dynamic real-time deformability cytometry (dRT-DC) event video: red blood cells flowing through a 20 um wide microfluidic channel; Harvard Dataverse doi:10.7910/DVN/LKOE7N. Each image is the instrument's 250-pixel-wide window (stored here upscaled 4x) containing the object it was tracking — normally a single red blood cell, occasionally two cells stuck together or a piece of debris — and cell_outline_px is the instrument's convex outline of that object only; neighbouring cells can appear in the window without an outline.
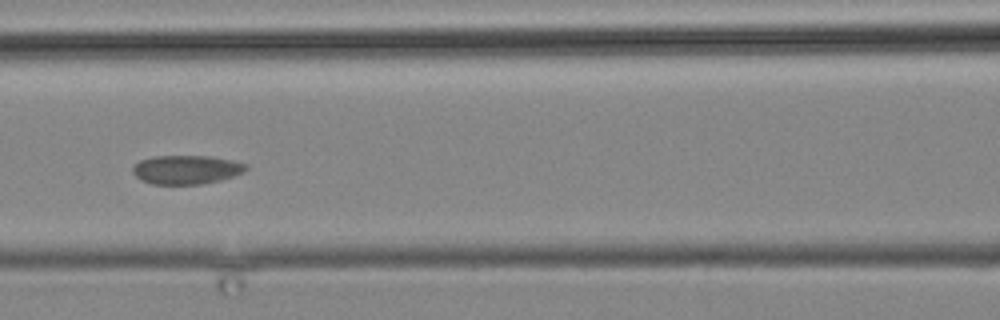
{"species": "common noctule bat (a hibernating species)", "species_latin": "Nyctalus noctula", "temperature_condition": "cold", "stored_images_in_passage": 5, "camera_frame_rate_fps": 3000, "um_per_image_px": 0.085, "animal": {"sex": "male", "body_mass_g": 19.2, "forearm_length_mm": 51.8}, "frame": {"image": 1, "passage_image": 3, "time_ms": 2.333, "image_size_px": [1000, 320], "cell_outline_px": [[248, 168], [244, 172], [220, 180], [200, 184], [152, 184], [140, 180], [132, 172], [132, 168], [140, 160], [152, 156], [208, 156], [248, 164]], "centroid_in_image_um": [15.81, 14.42], "position_along_channel_um": 150.8, "area_um2": 18.96}}
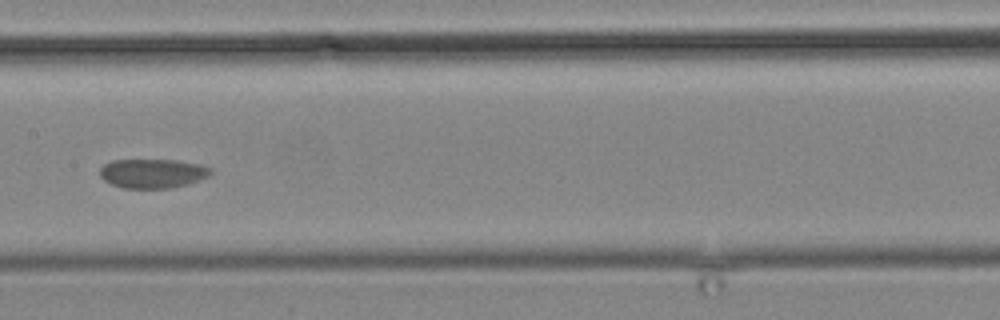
{"frame": {"image": 2, "passage_image": 4, "time_ms": 3.667, "image_size_px": [1000, 320], "cell_outline_px": [[212, 172], [208, 176], [200, 180], [188, 184], [168, 188], [124, 188], [112, 184], [104, 180], [100, 176], [100, 168], [104, 164], [112, 160], [176, 160], [200, 164], [212, 168]], "centroid_in_image_um": [12.98, 14.73], "position_along_channel_um": 194.4, "area_um2": 18.9}}
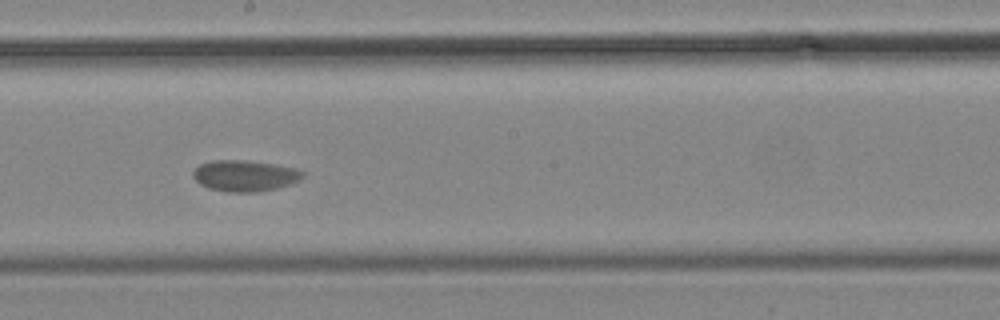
{"frame": {"image": 3, "passage_image": 5, "time_ms": 4.667, "image_size_px": [1000, 320], "cell_outline_px": [[304, 176], [300, 180], [276, 188], [256, 192], [228, 192], [208, 188], [200, 184], [192, 176], [192, 172], [200, 164], [212, 160], [248, 160], [276, 164], [296, 168], [304, 172]], "centroid_in_image_um": [20.81, 14.93], "position_along_channel_um": 227.4, "area_um2": 20.0}}